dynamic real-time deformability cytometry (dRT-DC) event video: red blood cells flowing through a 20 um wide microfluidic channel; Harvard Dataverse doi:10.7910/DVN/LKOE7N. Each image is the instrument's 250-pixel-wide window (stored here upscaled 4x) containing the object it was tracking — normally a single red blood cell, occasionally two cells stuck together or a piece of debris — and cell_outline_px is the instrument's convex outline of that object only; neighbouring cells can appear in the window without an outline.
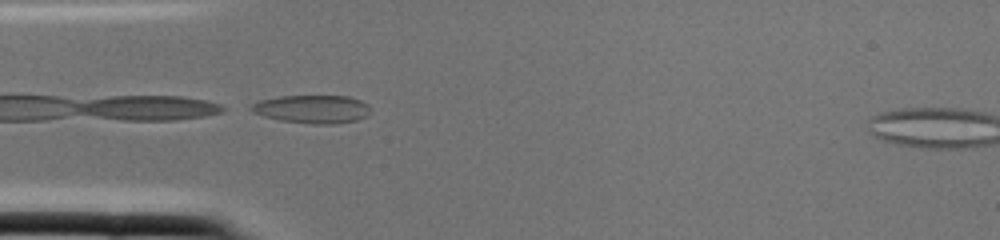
{"species": "common noctule bat (a hibernating species)", "species_latin": "Nyctalus noctula", "temperature_condition": "cold", "stored_images_in_passage": 4, "camera_frame_rate_fps": 3000, "um_per_image_px": 0.085, "animal": {"sex": "female", "body_mass_g": 22.0, "forearm_length_mm": 56.7}, "frame": {"image": 1, "passage_image": 3, "time_ms": 0.667, "image_size_px": [1000, 240], "cell_outline_px": [[368, 116], [356, 120], [336, 124], [312, 124], [280, 120], [264, 116], [252, 112], [244, 108], [260, 100], [280, 96], [348, 96], [360, 100], [368, 104]], "centroid_in_image_um": [26.49, 9.27], "position_along_channel_um": 58.5, "area_um2": 19.71}}